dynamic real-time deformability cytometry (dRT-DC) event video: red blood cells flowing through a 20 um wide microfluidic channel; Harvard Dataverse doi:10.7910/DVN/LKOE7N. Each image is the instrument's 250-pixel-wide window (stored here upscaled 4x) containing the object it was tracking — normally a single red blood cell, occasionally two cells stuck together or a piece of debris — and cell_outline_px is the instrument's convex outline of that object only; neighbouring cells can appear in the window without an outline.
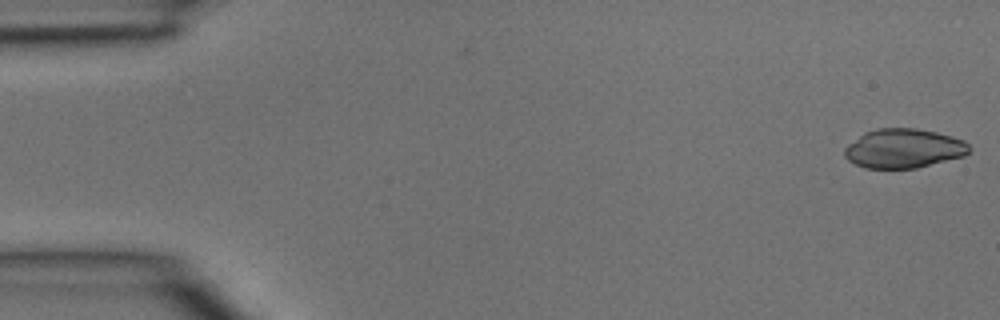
{"species": "common noctule bat (a hibernating species)", "species_latin": "Nyctalus noctula", "temperature_condition": "room temperature", "stored_images_in_passage": 5, "camera_frame_rate_fps": 3000, "um_per_image_px": 0.085, "animal": {"sex": "male", "body_mass_g": 15.6}, "frame": {"image": 1, "passage_image": 1, "time_ms": 0.0, "image_size_px": [1000, 320], "cell_outline_px": [[968, 152], [964, 156], [916, 168], [864, 168], [848, 160], [844, 156], [844, 148], [848, 144], [864, 132], [876, 128], [916, 128], [936, 132], [952, 136], [964, 140], [968, 144]], "centroid_in_image_um": [76.78, 12.61], "position_along_channel_um": 8.2, "area_um2": 28.5}}